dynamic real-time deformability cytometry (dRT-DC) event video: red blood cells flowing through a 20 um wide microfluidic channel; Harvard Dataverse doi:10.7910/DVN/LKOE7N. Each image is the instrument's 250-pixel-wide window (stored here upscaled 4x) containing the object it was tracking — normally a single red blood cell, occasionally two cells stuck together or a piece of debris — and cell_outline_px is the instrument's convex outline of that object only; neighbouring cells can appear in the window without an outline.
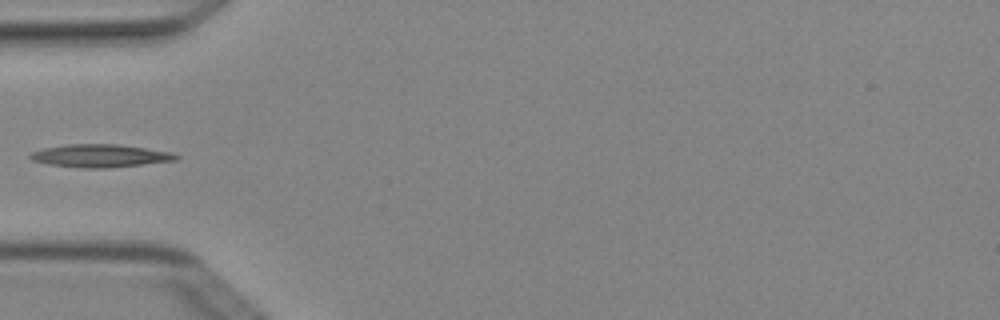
{"species": "Egyptian fruit bat (a non-hibernating species)", "species_latin": "Rousettus aegyptiacus", "temperature_condition": "cold", "stored_images_in_passage": 4, "camera_frame_rate_fps": 3000, "um_per_image_px": 0.085, "animal": {"sex": "female"}, "frame": {"image": 1, "passage_image": 4, "time_ms": 1.0, "image_size_px": [1000, 320], "cell_outline_px": [[180, 156], [176, 160], [108, 168], [84, 168], [48, 164], [32, 160], [28, 156], [32, 152], [44, 148], [68, 144], [116, 144], [172, 152]], "centroid_in_image_um": [8.5, 13.24], "position_along_channel_um": 76.5, "area_um2": 19.25}}